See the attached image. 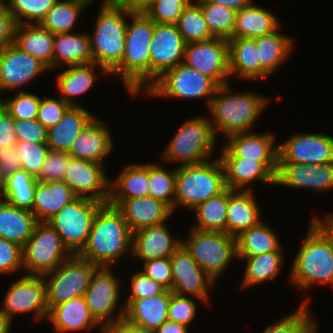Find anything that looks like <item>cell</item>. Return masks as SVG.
Segmentation results:
<instances>
[{
	"instance_id": "60",
	"label": "cell",
	"mask_w": 333,
	"mask_h": 333,
	"mask_svg": "<svg viewBox=\"0 0 333 333\" xmlns=\"http://www.w3.org/2000/svg\"><path fill=\"white\" fill-rule=\"evenodd\" d=\"M16 23L5 1L0 0V49L14 43Z\"/></svg>"
},
{
	"instance_id": "50",
	"label": "cell",
	"mask_w": 333,
	"mask_h": 333,
	"mask_svg": "<svg viewBox=\"0 0 333 333\" xmlns=\"http://www.w3.org/2000/svg\"><path fill=\"white\" fill-rule=\"evenodd\" d=\"M15 147L21 169L37 179L42 173L44 161L50 150L47 143L17 142Z\"/></svg>"
},
{
	"instance_id": "16",
	"label": "cell",
	"mask_w": 333,
	"mask_h": 333,
	"mask_svg": "<svg viewBox=\"0 0 333 333\" xmlns=\"http://www.w3.org/2000/svg\"><path fill=\"white\" fill-rule=\"evenodd\" d=\"M333 162V137L325 133H297L278 144V163Z\"/></svg>"
},
{
	"instance_id": "64",
	"label": "cell",
	"mask_w": 333,
	"mask_h": 333,
	"mask_svg": "<svg viewBox=\"0 0 333 333\" xmlns=\"http://www.w3.org/2000/svg\"><path fill=\"white\" fill-rule=\"evenodd\" d=\"M153 333H188V326L167 320Z\"/></svg>"
},
{
	"instance_id": "71",
	"label": "cell",
	"mask_w": 333,
	"mask_h": 333,
	"mask_svg": "<svg viewBox=\"0 0 333 333\" xmlns=\"http://www.w3.org/2000/svg\"><path fill=\"white\" fill-rule=\"evenodd\" d=\"M1 192H2V182L0 181V196H1Z\"/></svg>"
},
{
	"instance_id": "36",
	"label": "cell",
	"mask_w": 333,
	"mask_h": 333,
	"mask_svg": "<svg viewBox=\"0 0 333 333\" xmlns=\"http://www.w3.org/2000/svg\"><path fill=\"white\" fill-rule=\"evenodd\" d=\"M94 67L100 70V72H98L99 74L110 76L103 67L96 63L68 66L66 70L64 69V71L56 77V85L60 90L59 97L71 106H80L73 98L84 95V93H87L88 90L93 87L98 75L94 72Z\"/></svg>"
},
{
	"instance_id": "1",
	"label": "cell",
	"mask_w": 333,
	"mask_h": 333,
	"mask_svg": "<svg viewBox=\"0 0 333 333\" xmlns=\"http://www.w3.org/2000/svg\"><path fill=\"white\" fill-rule=\"evenodd\" d=\"M132 254V232L122 213L109 203L97 211L87 241L77 254L99 267H113L123 255Z\"/></svg>"
},
{
	"instance_id": "9",
	"label": "cell",
	"mask_w": 333,
	"mask_h": 333,
	"mask_svg": "<svg viewBox=\"0 0 333 333\" xmlns=\"http://www.w3.org/2000/svg\"><path fill=\"white\" fill-rule=\"evenodd\" d=\"M99 268L98 265L73 254L54 271L43 275L48 309L84 296L93 275Z\"/></svg>"
},
{
	"instance_id": "7",
	"label": "cell",
	"mask_w": 333,
	"mask_h": 333,
	"mask_svg": "<svg viewBox=\"0 0 333 333\" xmlns=\"http://www.w3.org/2000/svg\"><path fill=\"white\" fill-rule=\"evenodd\" d=\"M216 135L210 118L194 117L186 120L177 130L161 153L167 162H181V165L208 161L214 154Z\"/></svg>"
},
{
	"instance_id": "58",
	"label": "cell",
	"mask_w": 333,
	"mask_h": 333,
	"mask_svg": "<svg viewBox=\"0 0 333 333\" xmlns=\"http://www.w3.org/2000/svg\"><path fill=\"white\" fill-rule=\"evenodd\" d=\"M18 142L46 143L47 129L37 120H15Z\"/></svg>"
},
{
	"instance_id": "66",
	"label": "cell",
	"mask_w": 333,
	"mask_h": 333,
	"mask_svg": "<svg viewBox=\"0 0 333 333\" xmlns=\"http://www.w3.org/2000/svg\"><path fill=\"white\" fill-rule=\"evenodd\" d=\"M206 2L220 4L231 7L236 10H240L252 3V0H205Z\"/></svg>"
},
{
	"instance_id": "17",
	"label": "cell",
	"mask_w": 333,
	"mask_h": 333,
	"mask_svg": "<svg viewBox=\"0 0 333 333\" xmlns=\"http://www.w3.org/2000/svg\"><path fill=\"white\" fill-rule=\"evenodd\" d=\"M173 276L171 291L182 296H194L208 302L209 289L215 281L197 264L189 252L181 245L169 257Z\"/></svg>"
},
{
	"instance_id": "8",
	"label": "cell",
	"mask_w": 333,
	"mask_h": 333,
	"mask_svg": "<svg viewBox=\"0 0 333 333\" xmlns=\"http://www.w3.org/2000/svg\"><path fill=\"white\" fill-rule=\"evenodd\" d=\"M190 231L182 245L216 282L233 257H238L236 237L221 231H201L193 228Z\"/></svg>"
},
{
	"instance_id": "14",
	"label": "cell",
	"mask_w": 333,
	"mask_h": 333,
	"mask_svg": "<svg viewBox=\"0 0 333 333\" xmlns=\"http://www.w3.org/2000/svg\"><path fill=\"white\" fill-rule=\"evenodd\" d=\"M111 269L113 268L100 267L93 275L84 295L88 308L101 325V329L122 320L125 313V306H122L118 315H112L121 298V282Z\"/></svg>"
},
{
	"instance_id": "51",
	"label": "cell",
	"mask_w": 333,
	"mask_h": 333,
	"mask_svg": "<svg viewBox=\"0 0 333 333\" xmlns=\"http://www.w3.org/2000/svg\"><path fill=\"white\" fill-rule=\"evenodd\" d=\"M3 101L4 109L15 120L37 119L41 98L29 91H16L14 97H8Z\"/></svg>"
},
{
	"instance_id": "30",
	"label": "cell",
	"mask_w": 333,
	"mask_h": 333,
	"mask_svg": "<svg viewBox=\"0 0 333 333\" xmlns=\"http://www.w3.org/2000/svg\"><path fill=\"white\" fill-rule=\"evenodd\" d=\"M229 71L243 80H261L269 75L261 68L254 38H230Z\"/></svg>"
},
{
	"instance_id": "61",
	"label": "cell",
	"mask_w": 333,
	"mask_h": 333,
	"mask_svg": "<svg viewBox=\"0 0 333 333\" xmlns=\"http://www.w3.org/2000/svg\"><path fill=\"white\" fill-rule=\"evenodd\" d=\"M19 154L15 146L0 149V181H5L14 172L21 169Z\"/></svg>"
},
{
	"instance_id": "21",
	"label": "cell",
	"mask_w": 333,
	"mask_h": 333,
	"mask_svg": "<svg viewBox=\"0 0 333 333\" xmlns=\"http://www.w3.org/2000/svg\"><path fill=\"white\" fill-rule=\"evenodd\" d=\"M275 185L307 188L318 193L333 189V162L316 165L278 163Z\"/></svg>"
},
{
	"instance_id": "55",
	"label": "cell",
	"mask_w": 333,
	"mask_h": 333,
	"mask_svg": "<svg viewBox=\"0 0 333 333\" xmlns=\"http://www.w3.org/2000/svg\"><path fill=\"white\" fill-rule=\"evenodd\" d=\"M72 106L62 98L41 99L37 120L48 130L54 127Z\"/></svg>"
},
{
	"instance_id": "44",
	"label": "cell",
	"mask_w": 333,
	"mask_h": 333,
	"mask_svg": "<svg viewBox=\"0 0 333 333\" xmlns=\"http://www.w3.org/2000/svg\"><path fill=\"white\" fill-rule=\"evenodd\" d=\"M36 178L19 169L2 182L1 198L19 208L32 210Z\"/></svg>"
},
{
	"instance_id": "4",
	"label": "cell",
	"mask_w": 333,
	"mask_h": 333,
	"mask_svg": "<svg viewBox=\"0 0 333 333\" xmlns=\"http://www.w3.org/2000/svg\"><path fill=\"white\" fill-rule=\"evenodd\" d=\"M269 100L253 92H232L229 83L219 85L208 107L215 135L226 137L251 132Z\"/></svg>"
},
{
	"instance_id": "2",
	"label": "cell",
	"mask_w": 333,
	"mask_h": 333,
	"mask_svg": "<svg viewBox=\"0 0 333 333\" xmlns=\"http://www.w3.org/2000/svg\"><path fill=\"white\" fill-rule=\"evenodd\" d=\"M310 223L289 276L290 282L301 291L314 283L333 286V237L315 218Z\"/></svg>"
},
{
	"instance_id": "27",
	"label": "cell",
	"mask_w": 333,
	"mask_h": 333,
	"mask_svg": "<svg viewBox=\"0 0 333 333\" xmlns=\"http://www.w3.org/2000/svg\"><path fill=\"white\" fill-rule=\"evenodd\" d=\"M110 131L98 117H94L74 140L68 154L73 158L104 165V158L113 150Z\"/></svg>"
},
{
	"instance_id": "48",
	"label": "cell",
	"mask_w": 333,
	"mask_h": 333,
	"mask_svg": "<svg viewBox=\"0 0 333 333\" xmlns=\"http://www.w3.org/2000/svg\"><path fill=\"white\" fill-rule=\"evenodd\" d=\"M307 303L310 304L309 299L304 300L292 314L268 325L262 333H317V322L313 321L315 319H312Z\"/></svg>"
},
{
	"instance_id": "52",
	"label": "cell",
	"mask_w": 333,
	"mask_h": 333,
	"mask_svg": "<svg viewBox=\"0 0 333 333\" xmlns=\"http://www.w3.org/2000/svg\"><path fill=\"white\" fill-rule=\"evenodd\" d=\"M192 0H157L144 13L155 23L176 25Z\"/></svg>"
},
{
	"instance_id": "11",
	"label": "cell",
	"mask_w": 333,
	"mask_h": 333,
	"mask_svg": "<svg viewBox=\"0 0 333 333\" xmlns=\"http://www.w3.org/2000/svg\"><path fill=\"white\" fill-rule=\"evenodd\" d=\"M218 84L183 62L166 71L146 91L148 96L168 98H203L209 107ZM206 97V98H205Z\"/></svg>"
},
{
	"instance_id": "54",
	"label": "cell",
	"mask_w": 333,
	"mask_h": 333,
	"mask_svg": "<svg viewBox=\"0 0 333 333\" xmlns=\"http://www.w3.org/2000/svg\"><path fill=\"white\" fill-rule=\"evenodd\" d=\"M197 305L191 296L172 293L168 308V320L189 326L196 317Z\"/></svg>"
},
{
	"instance_id": "10",
	"label": "cell",
	"mask_w": 333,
	"mask_h": 333,
	"mask_svg": "<svg viewBox=\"0 0 333 333\" xmlns=\"http://www.w3.org/2000/svg\"><path fill=\"white\" fill-rule=\"evenodd\" d=\"M23 269L27 275H45L54 271L73 254L64 245L60 234L48 223L39 222L32 236L22 247Z\"/></svg>"
},
{
	"instance_id": "40",
	"label": "cell",
	"mask_w": 333,
	"mask_h": 333,
	"mask_svg": "<svg viewBox=\"0 0 333 333\" xmlns=\"http://www.w3.org/2000/svg\"><path fill=\"white\" fill-rule=\"evenodd\" d=\"M236 240L237 256H255L282 249L276 232L264 221L242 231Z\"/></svg>"
},
{
	"instance_id": "47",
	"label": "cell",
	"mask_w": 333,
	"mask_h": 333,
	"mask_svg": "<svg viewBox=\"0 0 333 333\" xmlns=\"http://www.w3.org/2000/svg\"><path fill=\"white\" fill-rule=\"evenodd\" d=\"M186 43L212 39L213 36L204 19L200 6L191 1L176 24Z\"/></svg>"
},
{
	"instance_id": "5",
	"label": "cell",
	"mask_w": 333,
	"mask_h": 333,
	"mask_svg": "<svg viewBox=\"0 0 333 333\" xmlns=\"http://www.w3.org/2000/svg\"><path fill=\"white\" fill-rule=\"evenodd\" d=\"M134 13L122 3L101 5L90 36L93 63L109 74L121 63L125 48L127 17Z\"/></svg>"
},
{
	"instance_id": "13",
	"label": "cell",
	"mask_w": 333,
	"mask_h": 333,
	"mask_svg": "<svg viewBox=\"0 0 333 333\" xmlns=\"http://www.w3.org/2000/svg\"><path fill=\"white\" fill-rule=\"evenodd\" d=\"M0 309L13 321L16 314H34V321L47 318L46 282L43 275L23 274L12 282Z\"/></svg>"
},
{
	"instance_id": "65",
	"label": "cell",
	"mask_w": 333,
	"mask_h": 333,
	"mask_svg": "<svg viewBox=\"0 0 333 333\" xmlns=\"http://www.w3.org/2000/svg\"><path fill=\"white\" fill-rule=\"evenodd\" d=\"M155 1L157 0H123L121 3L134 12H144Z\"/></svg>"
},
{
	"instance_id": "46",
	"label": "cell",
	"mask_w": 333,
	"mask_h": 333,
	"mask_svg": "<svg viewBox=\"0 0 333 333\" xmlns=\"http://www.w3.org/2000/svg\"><path fill=\"white\" fill-rule=\"evenodd\" d=\"M149 196L166 204L174 213L176 169L167 171L159 164H148Z\"/></svg>"
},
{
	"instance_id": "59",
	"label": "cell",
	"mask_w": 333,
	"mask_h": 333,
	"mask_svg": "<svg viewBox=\"0 0 333 333\" xmlns=\"http://www.w3.org/2000/svg\"><path fill=\"white\" fill-rule=\"evenodd\" d=\"M143 265V272L147 276L160 283L166 289H172L173 276L169 257L147 260L143 262Z\"/></svg>"
},
{
	"instance_id": "63",
	"label": "cell",
	"mask_w": 333,
	"mask_h": 333,
	"mask_svg": "<svg viewBox=\"0 0 333 333\" xmlns=\"http://www.w3.org/2000/svg\"><path fill=\"white\" fill-rule=\"evenodd\" d=\"M101 332L102 333H149L144 331L140 327L131 325L124 319L116 323L103 326Z\"/></svg>"
},
{
	"instance_id": "23",
	"label": "cell",
	"mask_w": 333,
	"mask_h": 333,
	"mask_svg": "<svg viewBox=\"0 0 333 333\" xmlns=\"http://www.w3.org/2000/svg\"><path fill=\"white\" fill-rule=\"evenodd\" d=\"M108 203L122 213L132 233L164 223L173 213L166 204L149 195L143 198L109 199Z\"/></svg>"
},
{
	"instance_id": "25",
	"label": "cell",
	"mask_w": 333,
	"mask_h": 333,
	"mask_svg": "<svg viewBox=\"0 0 333 333\" xmlns=\"http://www.w3.org/2000/svg\"><path fill=\"white\" fill-rule=\"evenodd\" d=\"M173 292L165 289L157 295L142 299H127L124 303V320L131 325L153 333L168 320L170 296Z\"/></svg>"
},
{
	"instance_id": "38",
	"label": "cell",
	"mask_w": 333,
	"mask_h": 333,
	"mask_svg": "<svg viewBox=\"0 0 333 333\" xmlns=\"http://www.w3.org/2000/svg\"><path fill=\"white\" fill-rule=\"evenodd\" d=\"M149 195L148 164L126 165L112 182L109 199L143 198Z\"/></svg>"
},
{
	"instance_id": "22",
	"label": "cell",
	"mask_w": 333,
	"mask_h": 333,
	"mask_svg": "<svg viewBox=\"0 0 333 333\" xmlns=\"http://www.w3.org/2000/svg\"><path fill=\"white\" fill-rule=\"evenodd\" d=\"M219 159L224 168L225 185L232 190H253L249 185L255 181L275 185L278 162H258L239 157Z\"/></svg>"
},
{
	"instance_id": "57",
	"label": "cell",
	"mask_w": 333,
	"mask_h": 333,
	"mask_svg": "<svg viewBox=\"0 0 333 333\" xmlns=\"http://www.w3.org/2000/svg\"><path fill=\"white\" fill-rule=\"evenodd\" d=\"M131 294L126 299H142L148 298L162 293L166 288L156 282L143 271H139L132 275L130 279Z\"/></svg>"
},
{
	"instance_id": "6",
	"label": "cell",
	"mask_w": 333,
	"mask_h": 333,
	"mask_svg": "<svg viewBox=\"0 0 333 333\" xmlns=\"http://www.w3.org/2000/svg\"><path fill=\"white\" fill-rule=\"evenodd\" d=\"M225 188L224 168L219 158L212 162L179 165L176 169L175 207L194 210Z\"/></svg>"
},
{
	"instance_id": "18",
	"label": "cell",
	"mask_w": 333,
	"mask_h": 333,
	"mask_svg": "<svg viewBox=\"0 0 333 333\" xmlns=\"http://www.w3.org/2000/svg\"><path fill=\"white\" fill-rule=\"evenodd\" d=\"M186 42L176 25L154 22L150 44V86L184 59Z\"/></svg>"
},
{
	"instance_id": "15",
	"label": "cell",
	"mask_w": 333,
	"mask_h": 333,
	"mask_svg": "<svg viewBox=\"0 0 333 333\" xmlns=\"http://www.w3.org/2000/svg\"><path fill=\"white\" fill-rule=\"evenodd\" d=\"M183 63L212 78L218 85L229 83V42L213 37L186 43Z\"/></svg>"
},
{
	"instance_id": "68",
	"label": "cell",
	"mask_w": 333,
	"mask_h": 333,
	"mask_svg": "<svg viewBox=\"0 0 333 333\" xmlns=\"http://www.w3.org/2000/svg\"><path fill=\"white\" fill-rule=\"evenodd\" d=\"M326 230L327 232L333 237V214H328L324 221L320 218L314 217Z\"/></svg>"
},
{
	"instance_id": "56",
	"label": "cell",
	"mask_w": 333,
	"mask_h": 333,
	"mask_svg": "<svg viewBox=\"0 0 333 333\" xmlns=\"http://www.w3.org/2000/svg\"><path fill=\"white\" fill-rule=\"evenodd\" d=\"M22 247L15 242L0 238V275L23 270Z\"/></svg>"
},
{
	"instance_id": "43",
	"label": "cell",
	"mask_w": 333,
	"mask_h": 333,
	"mask_svg": "<svg viewBox=\"0 0 333 333\" xmlns=\"http://www.w3.org/2000/svg\"><path fill=\"white\" fill-rule=\"evenodd\" d=\"M88 6L91 5L83 0H58L40 25L53 34L72 32L80 13Z\"/></svg>"
},
{
	"instance_id": "12",
	"label": "cell",
	"mask_w": 333,
	"mask_h": 333,
	"mask_svg": "<svg viewBox=\"0 0 333 333\" xmlns=\"http://www.w3.org/2000/svg\"><path fill=\"white\" fill-rule=\"evenodd\" d=\"M102 205L103 203L94 199L77 197L48 221L72 254H78L84 247L94 217Z\"/></svg>"
},
{
	"instance_id": "28",
	"label": "cell",
	"mask_w": 333,
	"mask_h": 333,
	"mask_svg": "<svg viewBox=\"0 0 333 333\" xmlns=\"http://www.w3.org/2000/svg\"><path fill=\"white\" fill-rule=\"evenodd\" d=\"M256 201L253 190L228 188L226 233L237 237L242 231L261 222V210Z\"/></svg>"
},
{
	"instance_id": "34",
	"label": "cell",
	"mask_w": 333,
	"mask_h": 333,
	"mask_svg": "<svg viewBox=\"0 0 333 333\" xmlns=\"http://www.w3.org/2000/svg\"><path fill=\"white\" fill-rule=\"evenodd\" d=\"M89 63H93L89 34L73 32L54 34L53 69L56 66Z\"/></svg>"
},
{
	"instance_id": "37",
	"label": "cell",
	"mask_w": 333,
	"mask_h": 333,
	"mask_svg": "<svg viewBox=\"0 0 333 333\" xmlns=\"http://www.w3.org/2000/svg\"><path fill=\"white\" fill-rule=\"evenodd\" d=\"M279 20L270 10L251 3L237 10L233 38H256L276 31Z\"/></svg>"
},
{
	"instance_id": "26",
	"label": "cell",
	"mask_w": 333,
	"mask_h": 333,
	"mask_svg": "<svg viewBox=\"0 0 333 333\" xmlns=\"http://www.w3.org/2000/svg\"><path fill=\"white\" fill-rule=\"evenodd\" d=\"M182 241L173 237L166 222L132 233V254L141 261L170 257Z\"/></svg>"
},
{
	"instance_id": "35",
	"label": "cell",
	"mask_w": 333,
	"mask_h": 333,
	"mask_svg": "<svg viewBox=\"0 0 333 333\" xmlns=\"http://www.w3.org/2000/svg\"><path fill=\"white\" fill-rule=\"evenodd\" d=\"M53 40L54 34L40 24H17L14 29V44L49 70L53 69Z\"/></svg>"
},
{
	"instance_id": "39",
	"label": "cell",
	"mask_w": 333,
	"mask_h": 333,
	"mask_svg": "<svg viewBox=\"0 0 333 333\" xmlns=\"http://www.w3.org/2000/svg\"><path fill=\"white\" fill-rule=\"evenodd\" d=\"M257 44L258 59L261 68L268 74H273L290 56L292 38L279 32V28L271 34L254 38Z\"/></svg>"
},
{
	"instance_id": "53",
	"label": "cell",
	"mask_w": 333,
	"mask_h": 333,
	"mask_svg": "<svg viewBox=\"0 0 333 333\" xmlns=\"http://www.w3.org/2000/svg\"><path fill=\"white\" fill-rule=\"evenodd\" d=\"M71 156L68 152L49 150L43 164V170L36 179L37 182H56L63 181L65 169L67 168Z\"/></svg>"
},
{
	"instance_id": "31",
	"label": "cell",
	"mask_w": 333,
	"mask_h": 333,
	"mask_svg": "<svg viewBox=\"0 0 333 333\" xmlns=\"http://www.w3.org/2000/svg\"><path fill=\"white\" fill-rule=\"evenodd\" d=\"M94 117L83 106H72L54 127L47 130L49 149L69 152L74 140Z\"/></svg>"
},
{
	"instance_id": "3",
	"label": "cell",
	"mask_w": 333,
	"mask_h": 333,
	"mask_svg": "<svg viewBox=\"0 0 333 333\" xmlns=\"http://www.w3.org/2000/svg\"><path fill=\"white\" fill-rule=\"evenodd\" d=\"M129 19L132 20L126 28L123 59L110 76L121 77L127 91L138 95L141 90L150 87L149 49L154 34V21L144 12H134Z\"/></svg>"
},
{
	"instance_id": "19",
	"label": "cell",
	"mask_w": 333,
	"mask_h": 333,
	"mask_svg": "<svg viewBox=\"0 0 333 333\" xmlns=\"http://www.w3.org/2000/svg\"><path fill=\"white\" fill-rule=\"evenodd\" d=\"M108 179L102 164L71 157L65 169L63 181L78 197H86L106 204L110 195Z\"/></svg>"
},
{
	"instance_id": "29",
	"label": "cell",
	"mask_w": 333,
	"mask_h": 333,
	"mask_svg": "<svg viewBox=\"0 0 333 333\" xmlns=\"http://www.w3.org/2000/svg\"><path fill=\"white\" fill-rule=\"evenodd\" d=\"M47 320L56 332L67 333L81 330H93L101 326L92 316L84 296L73 298L65 303L52 307L48 311Z\"/></svg>"
},
{
	"instance_id": "32",
	"label": "cell",
	"mask_w": 333,
	"mask_h": 333,
	"mask_svg": "<svg viewBox=\"0 0 333 333\" xmlns=\"http://www.w3.org/2000/svg\"><path fill=\"white\" fill-rule=\"evenodd\" d=\"M78 196L64 182H36L32 213L39 222H48L66 204Z\"/></svg>"
},
{
	"instance_id": "69",
	"label": "cell",
	"mask_w": 333,
	"mask_h": 333,
	"mask_svg": "<svg viewBox=\"0 0 333 333\" xmlns=\"http://www.w3.org/2000/svg\"><path fill=\"white\" fill-rule=\"evenodd\" d=\"M83 1L87 2L90 5L95 0H83ZM117 3H121V2L119 0H103L102 1V5H110V4H117Z\"/></svg>"
},
{
	"instance_id": "49",
	"label": "cell",
	"mask_w": 333,
	"mask_h": 333,
	"mask_svg": "<svg viewBox=\"0 0 333 333\" xmlns=\"http://www.w3.org/2000/svg\"><path fill=\"white\" fill-rule=\"evenodd\" d=\"M8 10L17 24H40L58 0H6Z\"/></svg>"
},
{
	"instance_id": "62",
	"label": "cell",
	"mask_w": 333,
	"mask_h": 333,
	"mask_svg": "<svg viewBox=\"0 0 333 333\" xmlns=\"http://www.w3.org/2000/svg\"><path fill=\"white\" fill-rule=\"evenodd\" d=\"M17 142L15 119L3 109L0 112V148L15 146Z\"/></svg>"
},
{
	"instance_id": "24",
	"label": "cell",
	"mask_w": 333,
	"mask_h": 333,
	"mask_svg": "<svg viewBox=\"0 0 333 333\" xmlns=\"http://www.w3.org/2000/svg\"><path fill=\"white\" fill-rule=\"evenodd\" d=\"M219 157H239L258 162H278V145L272 133H238L227 138Z\"/></svg>"
},
{
	"instance_id": "45",
	"label": "cell",
	"mask_w": 333,
	"mask_h": 333,
	"mask_svg": "<svg viewBox=\"0 0 333 333\" xmlns=\"http://www.w3.org/2000/svg\"><path fill=\"white\" fill-rule=\"evenodd\" d=\"M213 37L229 40L233 38L237 10L228 6L195 0Z\"/></svg>"
},
{
	"instance_id": "33",
	"label": "cell",
	"mask_w": 333,
	"mask_h": 333,
	"mask_svg": "<svg viewBox=\"0 0 333 333\" xmlns=\"http://www.w3.org/2000/svg\"><path fill=\"white\" fill-rule=\"evenodd\" d=\"M38 223L31 210L16 207L0 199V238L23 247Z\"/></svg>"
},
{
	"instance_id": "67",
	"label": "cell",
	"mask_w": 333,
	"mask_h": 333,
	"mask_svg": "<svg viewBox=\"0 0 333 333\" xmlns=\"http://www.w3.org/2000/svg\"><path fill=\"white\" fill-rule=\"evenodd\" d=\"M12 320L0 309V333H10Z\"/></svg>"
},
{
	"instance_id": "41",
	"label": "cell",
	"mask_w": 333,
	"mask_h": 333,
	"mask_svg": "<svg viewBox=\"0 0 333 333\" xmlns=\"http://www.w3.org/2000/svg\"><path fill=\"white\" fill-rule=\"evenodd\" d=\"M246 260V268L242 278L241 288L257 285L268 280H274L283 264L285 258L281 251L262 253L255 256H238Z\"/></svg>"
},
{
	"instance_id": "20",
	"label": "cell",
	"mask_w": 333,
	"mask_h": 333,
	"mask_svg": "<svg viewBox=\"0 0 333 333\" xmlns=\"http://www.w3.org/2000/svg\"><path fill=\"white\" fill-rule=\"evenodd\" d=\"M44 71L50 70L14 43L0 49V92L17 89L21 91L20 87H24Z\"/></svg>"
},
{
	"instance_id": "42",
	"label": "cell",
	"mask_w": 333,
	"mask_h": 333,
	"mask_svg": "<svg viewBox=\"0 0 333 333\" xmlns=\"http://www.w3.org/2000/svg\"><path fill=\"white\" fill-rule=\"evenodd\" d=\"M228 207V187L221 193L199 204L193 211L196 212L195 226L193 229L201 231L226 232Z\"/></svg>"
},
{
	"instance_id": "70",
	"label": "cell",
	"mask_w": 333,
	"mask_h": 333,
	"mask_svg": "<svg viewBox=\"0 0 333 333\" xmlns=\"http://www.w3.org/2000/svg\"><path fill=\"white\" fill-rule=\"evenodd\" d=\"M4 109V106H3V101L2 99H0V112Z\"/></svg>"
}]
</instances>
